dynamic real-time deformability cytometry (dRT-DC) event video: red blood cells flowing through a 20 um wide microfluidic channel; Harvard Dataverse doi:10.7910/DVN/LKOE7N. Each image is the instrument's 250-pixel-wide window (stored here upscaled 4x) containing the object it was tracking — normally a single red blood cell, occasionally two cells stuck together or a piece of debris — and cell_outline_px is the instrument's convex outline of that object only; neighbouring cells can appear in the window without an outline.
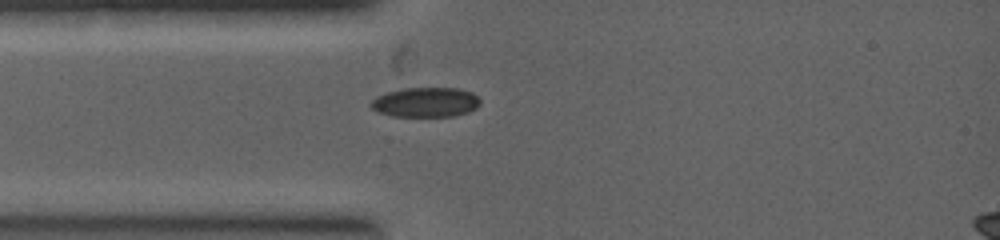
{"species": "common noctule bat (a hibernating species)", "species_latin": "Nyctalus noctula", "temperature_condition": "warm", "stored_images_in_passage": 3, "camera_frame_rate_fps": 5000, "um_per_image_px": 0.085, "animal": {"sex": "female", "body_mass_g": 19.0, "forearm_length_mm": 53.3}, "frame": {"image": 1, "passage_image": 3, "time_ms": 1.6, "image_size_px": [1000, 240], "cell_outline_px": [[480, 104], [476, 108], [468, 112], [452, 116], [392, 116], [376, 112], [368, 104], [376, 96], [388, 92], [404, 88], [456, 88], [472, 92], [480, 100]], "centroid_in_image_um": [36.15, 8.69], "position_along_channel_um": 48.9, "area_um2": 18.96}}